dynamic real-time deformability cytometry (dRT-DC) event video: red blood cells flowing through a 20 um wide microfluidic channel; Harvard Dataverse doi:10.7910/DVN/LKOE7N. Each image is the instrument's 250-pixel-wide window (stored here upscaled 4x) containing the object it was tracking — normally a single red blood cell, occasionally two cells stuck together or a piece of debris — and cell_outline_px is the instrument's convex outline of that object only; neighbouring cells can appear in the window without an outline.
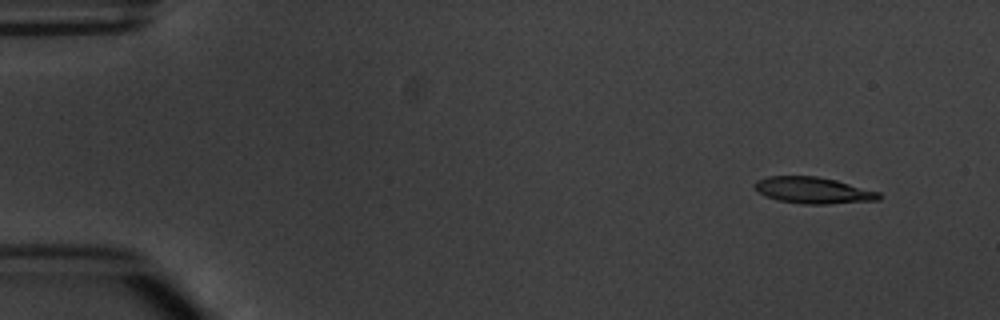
{"species": "common noctule bat (a hibernating species)", "species_latin": "Nyctalus noctula", "temperature_condition": "warm", "stored_images_in_passage": 4, "camera_frame_rate_fps": 3000, "um_per_image_px": 0.085, "animal": {"sex": "male", "body_mass_g": 20.1, "forearm_length_mm": 53.5}, "frame": {"image": 1, "passage_image": 1, "time_ms": 0.0, "image_size_px": [1000, 320], "cell_outline_px": [[880, 200], [828, 204], [800, 204], [776, 200], [764, 196], [756, 192], [752, 184], [756, 180], [768, 176], [816, 176], [836, 180], [880, 192]], "centroid_in_image_um": [69.06, 16.18], "position_along_channel_um": 15.9, "area_um2": 19.42}}
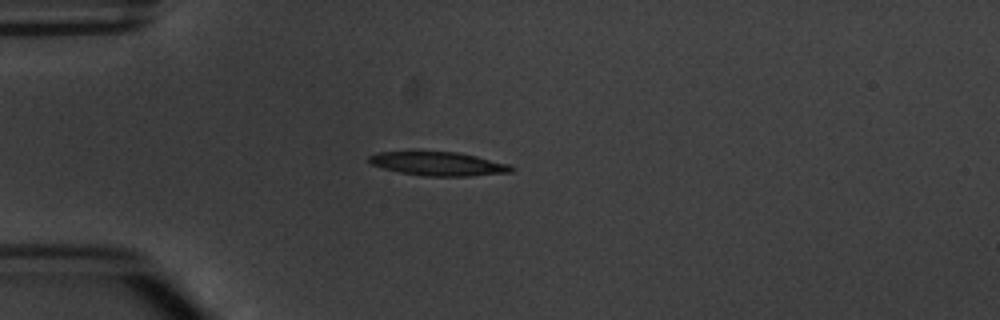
{"frame": {"image": 2, "passage_image": 4, "time_ms": 3.333, "image_size_px": [1000, 320], "cell_outline_px": [[516, 168], [512, 172], [472, 176], [424, 176], [400, 172], [384, 168], [372, 164], [368, 160], [368, 156], [380, 152], [456, 152], [476, 156], [512, 164]], "centroid_in_image_um": [37.34, 13.93], "position_along_channel_um": 47.7, "area_um2": 19.65}}